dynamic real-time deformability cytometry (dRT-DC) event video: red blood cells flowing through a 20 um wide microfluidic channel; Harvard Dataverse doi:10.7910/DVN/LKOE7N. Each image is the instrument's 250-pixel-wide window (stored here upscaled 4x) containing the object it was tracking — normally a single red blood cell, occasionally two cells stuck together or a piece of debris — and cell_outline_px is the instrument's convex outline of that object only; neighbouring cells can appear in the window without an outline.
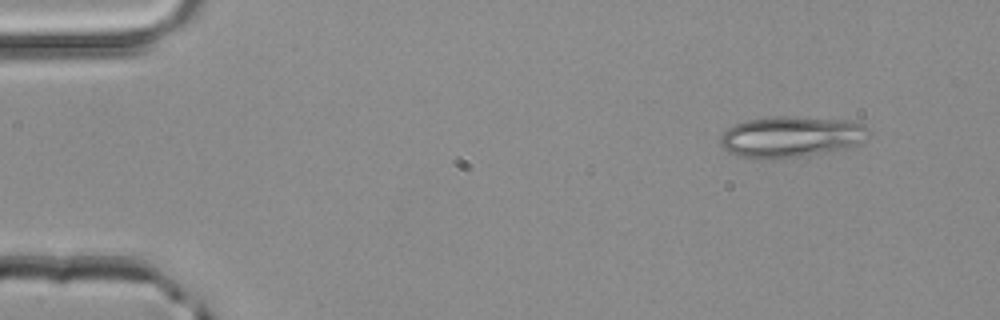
{"species": "common noctule bat (a hibernating species)", "species_latin": "Nyctalus noctula", "temperature_condition": "room temperature", "stored_images_in_passage": 3, "camera_frame_rate_fps": 3000, "um_per_image_px": 0.085, "animal": {"sex": "male", "body_mass_g": 20.4}, "frame": {"image": 1, "passage_image": 1, "time_ms": 0.0, "image_size_px": [1000, 320], "cell_outline_px": [[868, 128], [860, 144], [848, 148], [800, 156], [768, 160], [756, 160], [740, 156], [728, 152], [720, 144], [720, 136], [728, 128], [736, 124], [748, 120], [772, 116], [792, 116], [848, 120], [864, 124]], "centroid_in_image_um": [67.2, 11.63], "position_along_channel_um": 17.8, "area_um2": 35.6}}